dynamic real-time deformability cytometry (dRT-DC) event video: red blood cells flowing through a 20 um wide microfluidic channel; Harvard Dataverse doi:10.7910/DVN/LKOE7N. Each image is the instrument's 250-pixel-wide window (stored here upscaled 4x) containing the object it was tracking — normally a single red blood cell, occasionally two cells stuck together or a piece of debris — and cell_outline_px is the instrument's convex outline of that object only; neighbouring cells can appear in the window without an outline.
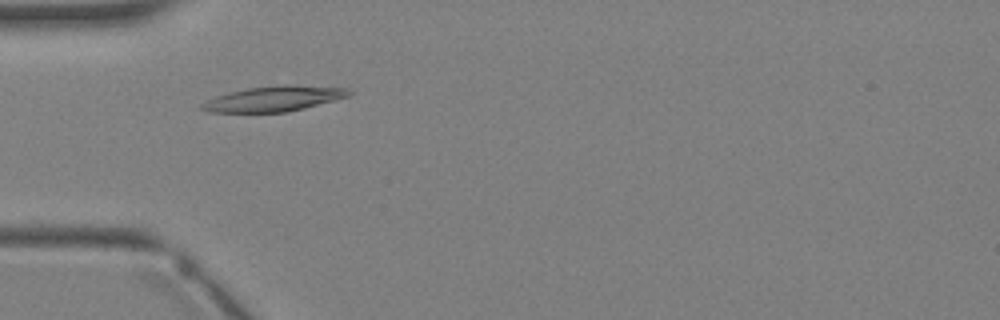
{"species": "Egyptian fruit bat (a non-hibernating species)", "species_latin": "Rousettus aegyptiacus", "temperature_condition": "warm", "stored_images_in_passage": 3, "camera_frame_rate_fps": 3000, "um_per_image_px": 0.085, "animal": {"sex": "female"}, "frame": {"image": 1, "passage_image": 3, "time_ms": 2.333, "image_size_px": [1000, 320], "cell_outline_px": [[356, 92], [352, 96], [288, 112], [208, 112], [200, 108], [200, 104], [216, 96], [228, 92], [248, 88], [348, 88]], "centroid_in_image_um": [23.24, 8.46], "position_along_channel_um": 61.8, "area_um2": 20.4}}